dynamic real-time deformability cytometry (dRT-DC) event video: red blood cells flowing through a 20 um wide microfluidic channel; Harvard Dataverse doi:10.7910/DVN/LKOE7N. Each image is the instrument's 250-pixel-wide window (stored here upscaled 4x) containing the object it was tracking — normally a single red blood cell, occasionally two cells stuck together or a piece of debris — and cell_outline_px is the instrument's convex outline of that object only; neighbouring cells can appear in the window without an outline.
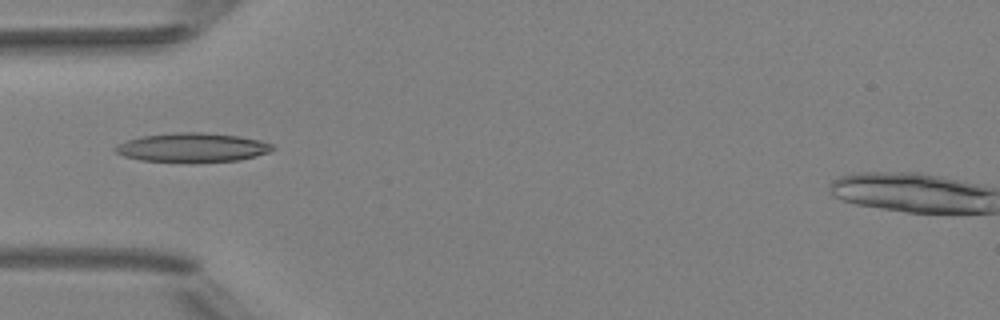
{"species": "Egyptian fruit bat (a non-hibernating species)", "species_latin": "Rousettus aegyptiacus", "temperature_condition": "room temperature", "stored_images_in_passage": 5, "camera_frame_rate_fps": 3000, "um_per_image_px": 0.085, "animal": {"sex": "female"}, "frame": {"image": 1, "passage_image": 5, "time_ms": 4.667, "image_size_px": [1000, 320], "cell_outline_px": [[276, 148], [268, 152], [256, 156], [240, 160], [192, 164], [140, 160], [124, 156], [116, 152], [112, 148], [116, 144], [128, 140], [144, 136], [172, 132], [204, 132], [240, 136], [260, 140], [272, 144]], "centroid_in_image_um": [16.35, 12.56], "position_along_channel_um": 68.6, "area_um2": 27.4}}